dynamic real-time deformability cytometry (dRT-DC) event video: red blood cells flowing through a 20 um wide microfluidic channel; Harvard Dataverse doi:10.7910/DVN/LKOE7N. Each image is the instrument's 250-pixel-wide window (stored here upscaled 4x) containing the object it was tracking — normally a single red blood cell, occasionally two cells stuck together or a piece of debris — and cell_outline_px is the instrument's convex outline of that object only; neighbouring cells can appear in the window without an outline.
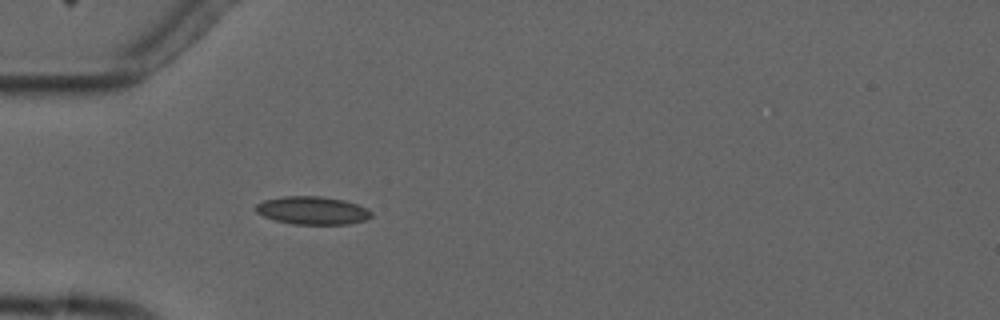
{"species": "common noctule bat (a hibernating species)", "species_latin": "Nyctalus noctula", "temperature_condition": "cold", "stored_images_in_passage": 5, "camera_frame_rate_fps": 3000, "um_per_image_px": 0.085, "animal": {"sex": "male", "forearm_length_mm": 52.5}, "frame": {"image": 1, "passage_image": 5, "time_ms": 4.667, "image_size_px": [1000, 320], "cell_outline_px": [[372, 216], [364, 220], [348, 224], [292, 224], [276, 220], [264, 216], [256, 212], [256, 204], [264, 200], [284, 196], [320, 196], [344, 200], [368, 208], [372, 212]], "centroid_in_image_um": [26.57, 17.88], "position_along_channel_um": 58.4, "area_um2": 18.79}}